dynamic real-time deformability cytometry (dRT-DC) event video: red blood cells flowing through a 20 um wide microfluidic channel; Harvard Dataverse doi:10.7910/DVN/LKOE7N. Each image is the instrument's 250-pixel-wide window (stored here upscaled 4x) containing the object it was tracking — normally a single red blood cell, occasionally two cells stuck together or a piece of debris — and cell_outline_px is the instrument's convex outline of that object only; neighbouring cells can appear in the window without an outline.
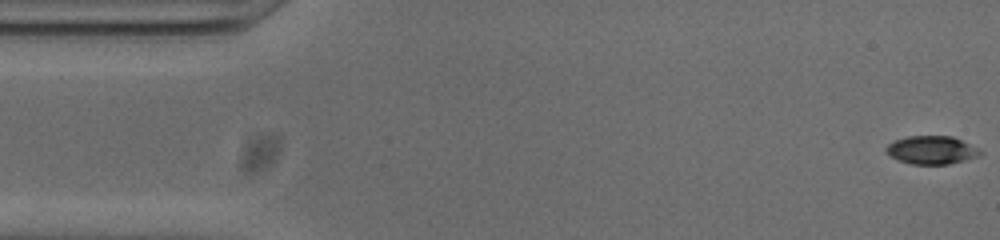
{"species": "common noctule bat (a hibernating species)", "species_latin": "Nyctalus noctula", "temperature_condition": "cold", "stored_images_in_passage": 53, "camera_frame_rate_fps": 3000, "um_per_image_px": 0.085, "animal": {"sex": "male", "body_mass_g": 20.0, "forearm_length_mm": 53.3}, "frame": {"image": 1, "passage_image": 1, "time_ms": 0.0, "image_size_px": [1000, 240], "cell_outline_px": [[984, 152], [980, 156], [948, 164], [912, 164], [896, 160], [884, 148], [888, 144], [896, 140], [908, 136], [952, 136], [980, 148]], "centroid_in_image_um": [79.23, 12.75], "position_along_channel_um": 5.8, "area_um2": 15.49}}
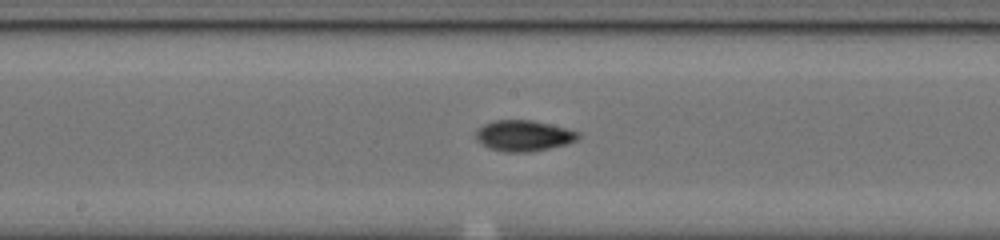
{"frame": {"image": 2, "passage_image": 26, "time_ms": 8.333, "image_size_px": [1000, 240], "cell_outline_px": [[580, 136], [576, 140], [564, 144], [548, 148], [528, 152], [504, 152], [488, 148], [480, 144], [476, 140], [476, 132], [484, 124], [496, 120], [532, 120], [568, 128], [580, 132]], "centroid_in_image_um": [44.5, 11.53], "position_along_channel_um": 203.7, "area_um2": 18.38}}
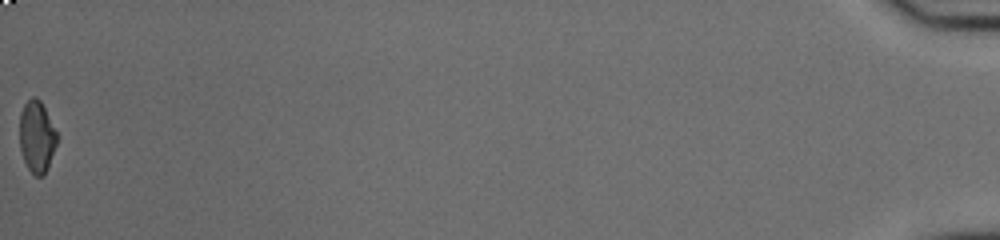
{"frame": {"image": 3, "passage_image": 53, "time_ms": 17.333, "image_size_px": [1000, 240], "cell_outline_px": [[56, 144], [48, 168], [44, 176], [36, 176], [28, 168], [24, 160], [20, 148], [20, 112], [24, 104], [32, 96], [36, 96], [40, 100], [56, 132]], "centroid_in_image_um": [3.11, 11.62], "position_along_channel_um": 432.1, "area_um2": 15.37}, "authors_computed_cell_mechanics": {"area_um2": 16.762, "velocity_mm_per_s": 3.8224, "shape_relaxation_time_tau1_ms": 8.3415, "shape_relaxation_time_tau2_ms": 4.7698, "deformation_change_tau1": 0.2018, "deformation_change_tau2": 0.1041}}